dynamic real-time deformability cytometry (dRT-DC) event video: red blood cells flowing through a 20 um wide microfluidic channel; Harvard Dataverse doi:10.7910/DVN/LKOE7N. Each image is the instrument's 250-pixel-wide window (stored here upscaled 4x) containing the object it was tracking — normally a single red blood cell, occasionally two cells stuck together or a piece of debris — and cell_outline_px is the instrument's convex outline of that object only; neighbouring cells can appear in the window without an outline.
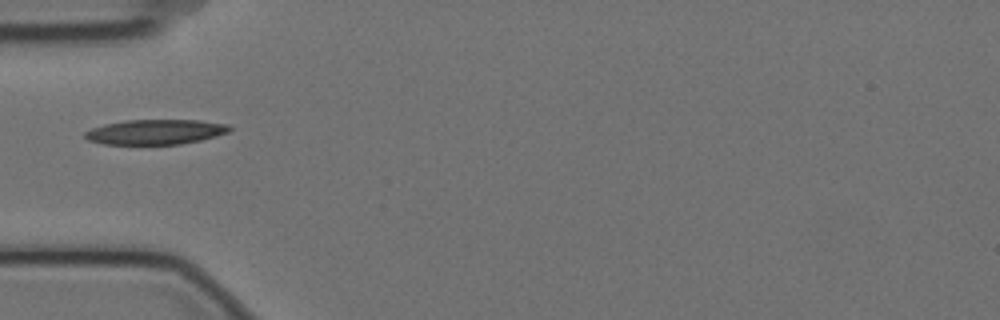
{"species": "Egyptian fruit bat (a non-hibernating species)", "species_latin": "Rousettus aegyptiacus", "temperature_condition": "cold", "stored_images_in_passage": 1, "camera_frame_rate_fps": 3000, "um_per_image_px": 0.085, "animal": {"sex": "female"}, "frame": {"image": 1, "passage_image": 1, "time_ms": 0.0, "image_size_px": [1000, 320], "cell_outline_px": [[232, 128], [228, 132], [216, 136], [200, 140], [180, 144], [104, 144], [88, 140], [84, 136], [84, 132], [92, 128], [104, 124], [124, 120], [200, 120], [228, 124]], "centroid_in_image_um": [13.21, 11.21], "position_along_channel_um": 71.8, "area_um2": 21.04}}